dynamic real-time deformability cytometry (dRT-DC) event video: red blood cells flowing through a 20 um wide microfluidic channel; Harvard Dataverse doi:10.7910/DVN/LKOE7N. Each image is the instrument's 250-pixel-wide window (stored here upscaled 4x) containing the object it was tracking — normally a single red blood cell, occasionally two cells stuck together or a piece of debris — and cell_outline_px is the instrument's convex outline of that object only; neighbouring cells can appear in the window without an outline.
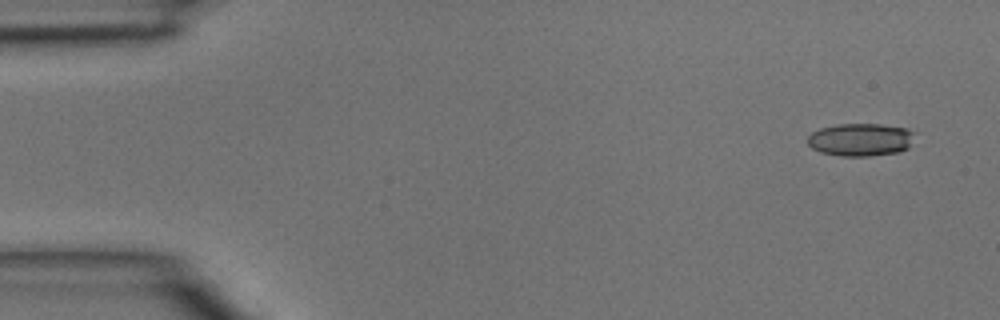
{"species": "common noctule bat (a hibernating species)", "species_latin": "Nyctalus noctula", "temperature_condition": "room temperature", "stored_images_in_passage": 5, "camera_frame_rate_fps": 3000, "um_per_image_px": 0.085, "animal": {"sex": "male", "body_mass_g": 15.6}, "frame": {"image": 1, "passage_image": 1, "time_ms": 0.0, "image_size_px": [1000, 320], "cell_outline_px": [[916, 132], [908, 148], [900, 152], [868, 156], [840, 156], [820, 152], [812, 148], [808, 144], [808, 136], [812, 132], [820, 128], [836, 124], [880, 124], [908, 128]], "centroid_in_image_um": [73.17, 11.87], "position_along_channel_um": 11.8, "area_um2": 20.69}}
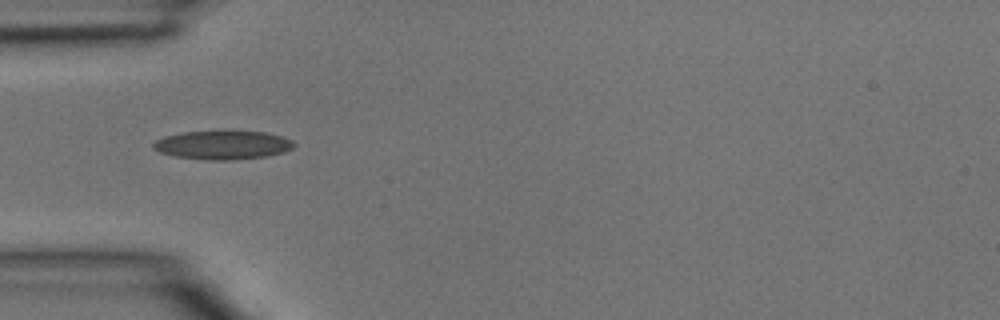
{"frame": {"image": 2, "passage_image": 4, "time_ms": 1.0, "image_size_px": [1000, 320], "cell_outline_px": [[296, 144], [292, 148], [284, 152], [268, 156], [228, 160], [208, 160], [176, 156], [160, 152], [152, 148], [152, 144], [156, 140], [164, 136], [184, 132], [264, 132], [280, 136], [292, 140]], "centroid_in_image_um": [18.93, 12.34], "position_along_channel_um": 66.1, "area_um2": 23.18}}